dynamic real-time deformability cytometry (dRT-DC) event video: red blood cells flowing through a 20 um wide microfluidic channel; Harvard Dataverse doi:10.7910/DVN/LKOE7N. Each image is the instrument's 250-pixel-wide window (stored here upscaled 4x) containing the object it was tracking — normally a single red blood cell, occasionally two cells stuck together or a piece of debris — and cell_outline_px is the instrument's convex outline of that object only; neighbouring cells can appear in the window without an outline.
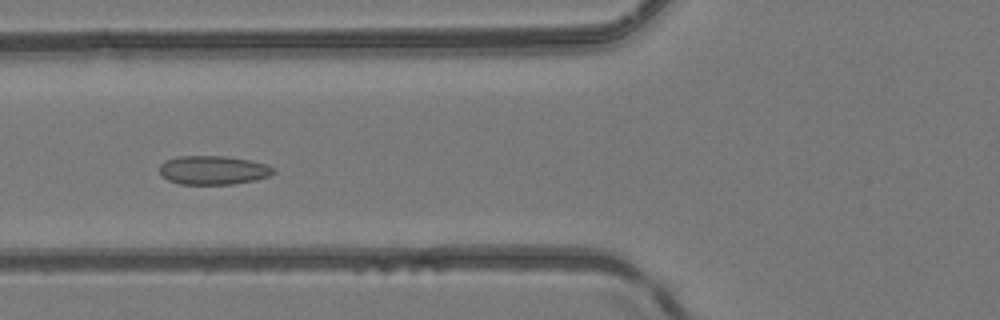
{"species": "common noctule bat (a hibernating species)", "species_latin": "Nyctalus noctula", "temperature_condition": "room temperature", "stored_images_in_passage": 43, "camera_frame_rate_fps": 3000, "um_per_image_px": 0.085, "animal": {"sex": "female", "body_mass_g": 24.6, "forearm_length_mm": 56.2}, "frame": {"image": 1, "passage_image": 16, "time_ms": 5.0, "image_size_px": [1000, 320], "cell_outline_px": [[276, 172], [268, 176], [256, 180], [232, 184], [180, 184], [168, 180], [160, 176], [160, 164], [164, 160], [176, 156], [224, 156], [248, 160], [264, 164], [276, 168]], "centroid_in_image_um": [18.09, 14.46], "position_along_channel_um": 107.7, "area_um2": 19.25}}
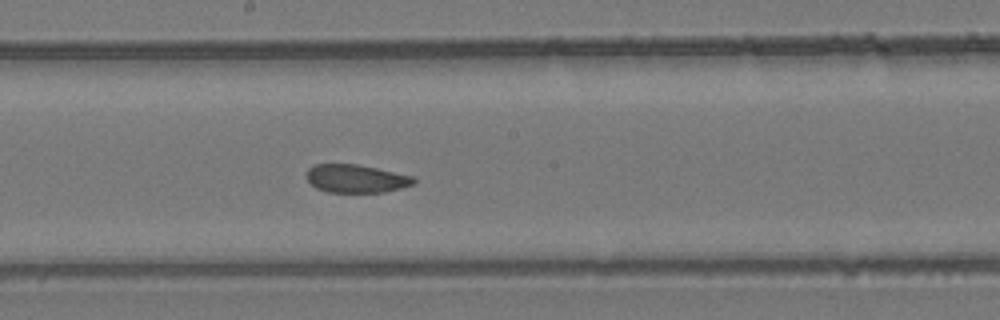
{"frame": {"image": 2, "passage_image": 24, "time_ms": 7.667, "image_size_px": [1000, 320], "cell_outline_px": [[416, 184], [384, 192], [328, 192], [316, 188], [304, 176], [308, 168], [316, 164], [356, 164], [376, 168], [412, 176], [416, 180]], "centroid_in_image_um": [30.24, 15.18], "position_along_channel_um": 218.0, "area_um2": 17.57}}
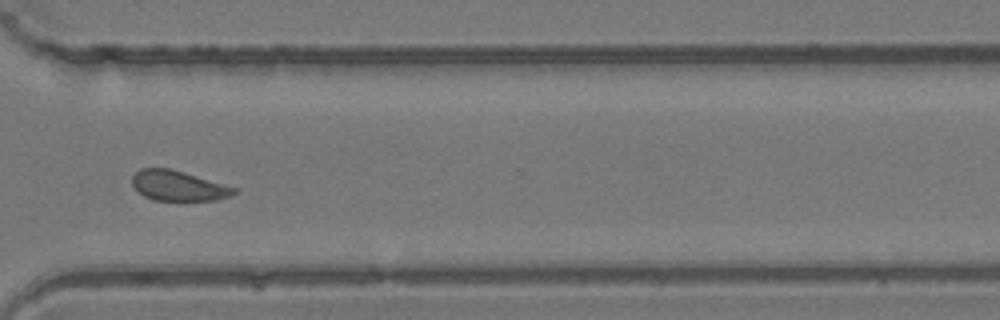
{"frame": {"image": 3, "passage_image": 34, "time_ms": 11.0, "image_size_px": [1000, 320], "cell_outline_px": [[236, 192], [228, 196], [216, 200], [156, 200], [144, 196], [132, 184], [132, 176], [140, 168], [168, 168], [184, 172], [236, 188]], "centroid_in_image_um": [15.12, 15.78], "position_along_channel_um": 355.5, "area_um2": 17.51}, "authors_computed_cell_mechanics": {"area_um2": 19.074, "velocity_mm_per_s": 4.1261, "shape_relaxation_time_tau1_ms": null, "shape_relaxation_time_tau2_ms": 1.3102, "deformation_change_tau1": null, "deformation_change_tau2": 0.0685}}